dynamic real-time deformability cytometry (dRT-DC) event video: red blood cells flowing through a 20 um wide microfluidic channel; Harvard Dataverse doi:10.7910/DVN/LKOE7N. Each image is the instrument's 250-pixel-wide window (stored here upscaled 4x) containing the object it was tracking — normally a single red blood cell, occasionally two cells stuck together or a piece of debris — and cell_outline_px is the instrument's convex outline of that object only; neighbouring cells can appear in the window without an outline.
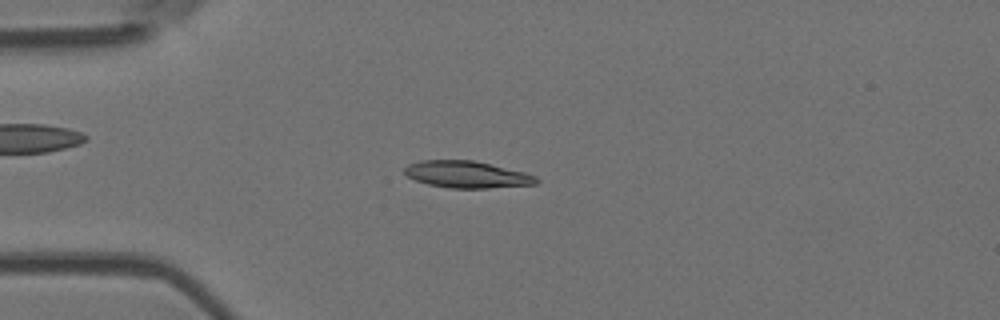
{"species": "Egyptian fruit bat (a non-hibernating species)", "species_latin": "Rousettus aegyptiacus", "temperature_condition": "room temperature", "stored_images_in_passage": 54, "camera_frame_rate_fps": 3000, "um_per_image_px": 0.085, "animal": {"sex": "female"}, "frame": {"image": 1, "passage_image": 14, "time_ms": 4.333, "image_size_px": [1000, 320], "cell_outline_px": [[540, 180], [536, 184], [488, 188], [448, 188], [428, 184], [416, 180], [408, 176], [404, 172], [404, 168], [408, 164], [420, 160], [472, 160], [524, 172], [536, 176]], "centroid_in_image_um": [39.67, 14.83], "position_along_channel_um": 45.3, "area_um2": 20.52}}
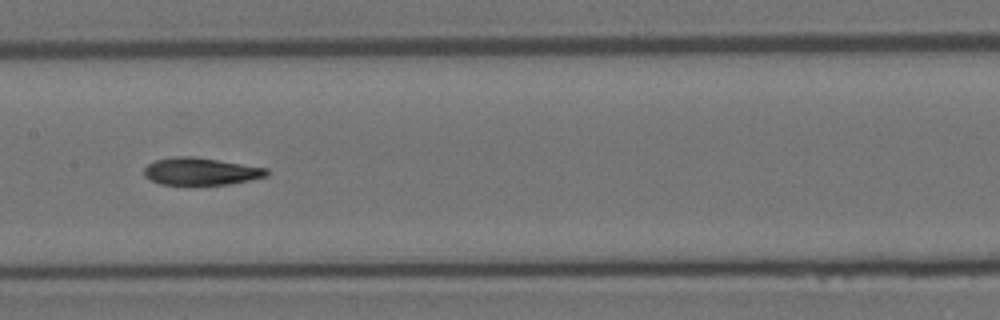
{"frame": {"image": 2, "passage_image": 27, "time_ms": 8.667, "image_size_px": [1000, 320], "cell_outline_px": [[268, 176], [228, 184], [160, 184], [144, 176], [144, 168], [148, 164], [156, 160], [176, 156], [192, 156], [268, 168]], "centroid_in_image_um": [17.06, 14.56], "position_along_channel_um": 190.3, "area_um2": 19.25}}
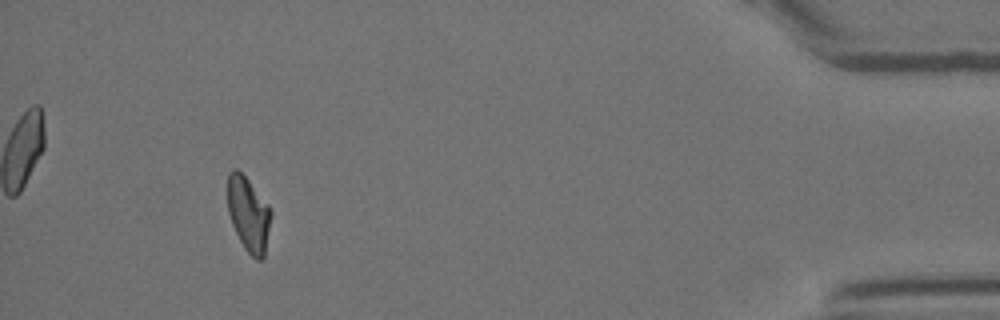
{"frame": {"image": 3, "passage_image": 50, "time_ms": 16.333, "image_size_px": [1000, 320], "cell_outline_px": [[272, 216], [264, 256], [260, 260], [256, 260], [244, 248], [232, 224], [228, 212], [228, 172], [232, 168], [236, 168], [248, 180], [268, 204], [272, 212]], "centroid_in_image_um": [21.13, 18.2], "position_along_channel_um": 414.1, "area_um2": 18.79}, "authors_computed_cell_mechanics": {"area_um2": 19.7965, "velocity_mm_per_s": 3.7692, "shape_relaxation_time_tau1_ms": null, "shape_relaxation_time_tau2_ms": 3.065, "deformation_change_tau1": null, "deformation_change_tau2": 0.089}}